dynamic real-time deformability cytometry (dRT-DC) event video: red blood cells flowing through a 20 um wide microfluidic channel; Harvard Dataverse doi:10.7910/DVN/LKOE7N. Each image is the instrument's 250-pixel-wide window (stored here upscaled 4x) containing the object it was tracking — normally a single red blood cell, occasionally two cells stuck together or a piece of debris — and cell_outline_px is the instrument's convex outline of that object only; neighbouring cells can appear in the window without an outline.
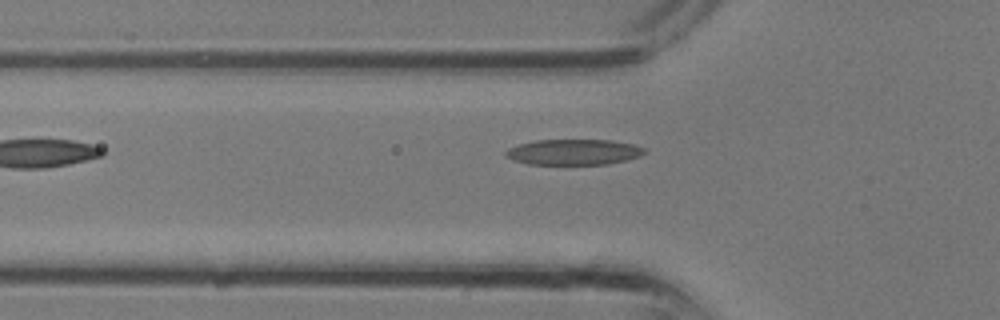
{"species": "common noctule bat (a hibernating species)", "species_latin": "Nyctalus noctula", "temperature_condition": "room temperature", "stored_images_in_passage": 10, "camera_frame_rate_fps": 3000, "um_per_image_px": 0.085, "animal": {"sex": "male", "body_mass_g": 13.3}, "frame": {"image": 1, "passage_image": 10, "time_ms": 3.0, "image_size_px": [1000, 320], "cell_outline_px": [[648, 152], [640, 156], [628, 160], [608, 164], [528, 164], [512, 160], [504, 156], [504, 152], [508, 148], [520, 144], [536, 140], [612, 140], [636, 144], [644, 148]], "centroid_in_image_um": [48.79, 12.92], "position_along_channel_um": 77.0, "area_um2": 20.98}}